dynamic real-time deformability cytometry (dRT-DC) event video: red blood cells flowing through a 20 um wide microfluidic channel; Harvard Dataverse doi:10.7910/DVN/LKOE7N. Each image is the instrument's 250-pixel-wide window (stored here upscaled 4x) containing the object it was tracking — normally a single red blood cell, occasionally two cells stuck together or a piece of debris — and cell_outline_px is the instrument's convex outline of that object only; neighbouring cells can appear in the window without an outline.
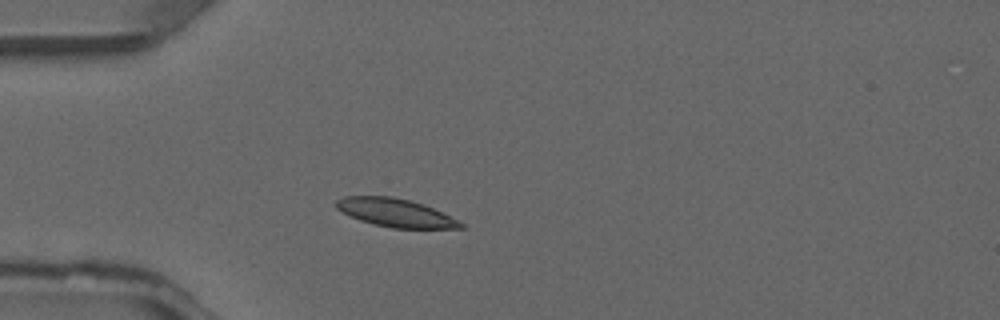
{"species": "common noctule bat (a hibernating species)", "species_latin": "Nyctalus noctula", "temperature_condition": "warm", "stored_images_in_passage": 1, "camera_frame_rate_fps": 3000, "um_per_image_px": 0.085, "animal": {"sex": "male", "forearm_length_mm": 52.5}, "frame": {"image": 1, "passage_image": 1, "time_ms": 0.0, "image_size_px": [1000, 320], "cell_outline_px": [[464, 228], [392, 228], [372, 224], [360, 220], [336, 208], [332, 204], [336, 200], [344, 196], [392, 196], [424, 204], [464, 224]], "centroid_in_image_um": [33.55, 18.07], "position_along_channel_um": 51.4, "area_um2": 20.23}}